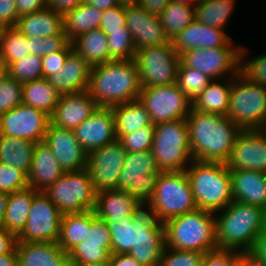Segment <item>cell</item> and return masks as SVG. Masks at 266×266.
I'll use <instances>...</instances> for the list:
<instances>
[{
	"label": "cell",
	"instance_id": "cell-1",
	"mask_svg": "<svg viewBox=\"0 0 266 266\" xmlns=\"http://www.w3.org/2000/svg\"><path fill=\"white\" fill-rule=\"evenodd\" d=\"M107 225L111 234V254L127 253L142 266L160 265L165 248L164 223L158 221L146 206L132 216Z\"/></svg>",
	"mask_w": 266,
	"mask_h": 266
},
{
	"label": "cell",
	"instance_id": "cell-2",
	"mask_svg": "<svg viewBox=\"0 0 266 266\" xmlns=\"http://www.w3.org/2000/svg\"><path fill=\"white\" fill-rule=\"evenodd\" d=\"M186 121L192 159L226 163L242 129L227 115L204 113L192 108Z\"/></svg>",
	"mask_w": 266,
	"mask_h": 266
},
{
	"label": "cell",
	"instance_id": "cell-3",
	"mask_svg": "<svg viewBox=\"0 0 266 266\" xmlns=\"http://www.w3.org/2000/svg\"><path fill=\"white\" fill-rule=\"evenodd\" d=\"M135 60H112L92 67L87 91L99 107L138 99L141 91Z\"/></svg>",
	"mask_w": 266,
	"mask_h": 266
},
{
	"label": "cell",
	"instance_id": "cell-4",
	"mask_svg": "<svg viewBox=\"0 0 266 266\" xmlns=\"http://www.w3.org/2000/svg\"><path fill=\"white\" fill-rule=\"evenodd\" d=\"M218 213L215 214L218 249L235 250L246 255L266 226V210L233 200Z\"/></svg>",
	"mask_w": 266,
	"mask_h": 266
},
{
	"label": "cell",
	"instance_id": "cell-5",
	"mask_svg": "<svg viewBox=\"0 0 266 266\" xmlns=\"http://www.w3.org/2000/svg\"><path fill=\"white\" fill-rule=\"evenodd\" d=\"M185 171L198 209L217 213L233 201L226 163L193 159Z\"/></svg>",
	"mask_w": 266,
	"mask_h": 266
},
{
	"label": "cell",
	"instance_id": "cell-6",
	"mask_svg": "<svg viewBox=\"0 0 266 266\" xmlns=\"http://www.w3.org/2000/svg\"><path fill=\"white\" fill-rule=\"evenodd\" d=\"M214 214L197 208L164 222L165 247L202 253L217 249Z\"/></svg>",
	"mask_w": 266,
	"mask_h": 266
},
{
	"label": "cell",
	"instance_id": "cell-7",
	"mask_svg": "<svg viewBox=\"0 0 266 266\" xmlns=\"http://www.w3.org/2000/svg\"><path fill=\"white\" fill-rule=\"evenodd\" d=\"M147 208L162 223L197 209L186 171L160 172Z\"/></svg>",
	"mask_w": 266,
	"mask_h": 266
},
{
	"label": "cell",
	"instance_id": "cell-8",
	"mask_svg": "<svg viewBox=\"0 0 266 266\" xmlns=\"http://www.w3.org/2000/svg\"><path fill=\"white\" fill-rule=\"evenodd\" d=\"M151 151L161 172L185 170L193 160L186 119L155 124Z\"/></svg>",
	"mask_w": 266,
	"mask_h": 266
},
{
	"label": "cell",
	"instance_id": "cell-9",
	"mask_svg": "<svg viewBox=\"0 0 266 266\" xmlns=\"http://www.w3.org/2000/svg\"><path fill=\"white\" fill-rule=\"evenodd\" d=\"M227 117L242 130H266V87L232 77Z\"/></svg>",
	"mask_w": 266,
	"mask_h": 266
},
{
	"label": "cell",
	"instance_id": "cell-10",
	"mask_svg": "<svg viewBox=\"0 0 266 266\" xmlns=\"http://www.w3.org/2000/svg\"><path fill=\"white\" fill-rule=\"evenodd\" d=\"M44 192L62 215L95 209L97 192L87 169L65 172Z\"/></svg>",
	"mask_w": 266,
	"mask_h": 266
},
{
	"label": "cell",
	"instance_id": "cell-11",
	"mask_svg": "<svg viewBox=\"0 0 266 266\" xmlns=\"http://www.w3.org/2000/svg\"><path fill=\"white\" fill-rule=\"evenodd\" d=\"M134 60L142 88L176 83L180 56L174 49L172 41L137 49Z\"/></svg>",
	"mask_w": 266,
	"mask_h": 266
},
{
	"label": "cell",
	"instance_id": "cell-12",
	"mask_svg": "<svg viewBox=\"0 0 266 266\" xmlns=\"http://www.w3.org/2000/svg\"><path fill=\"white\" fill-rule=\"evenodd\" d=\"M151 150L126 152L123 168L115 189L125 190L143 206L152 200L160 174Z\"/></svg>",
	"mask_w": 266,
	"mask_h": 266
},
{
	"label": "cell",
	"instance_id": "cell-13",
	"mask_svg": "<svg viewBox=\"0 0 266 266\" xmlns=\"http://www.w3.org/2000/svg\"><path fill=\"white\" fill-rule=\"evenodd\" d=\"M241 46L196 48L182 53L178 67H190L203 72L211 80H224L239 73Z\"/></svg>",
	"mask_w": 266,
	"mask_h": 266
},
{
	"label": "cell",
	"instance_id": "cell-14",
	"mask_svg": "<svg viewBox=\"0 0 266 266\" xmlns=\"http://www.w3.org/2000/svg\"><path fill=\"white\" fill-rule=\"evenodd\" d=\"M138 100L149 112L153 124L186 119L192 108V103L176 83L141 88Z\"/></svg>",
	"mask_w": 266,
	"mask_h": 266
},
{
	"label": "cell",
	"instance_id": "cell-15",
	"mask_svg": "<svg viewBox=\"0 0 266 266\" xmlns=\"http://www.w3.org/2000/svg\"><path fill=\"white\" fill-rule=\"evenodd\" d=\"M62 214L44 191H38L33 199L24 230L17 242H58Z\"/></svg>",
	"mask_w": 266,
	"mask_h": 266
},
{
	"label": "cell",
	"instance_id": "cell-16",
	"mask_svg": "<svg viewBox=\"0 0 266 266\" xmlns=\"http://www.w3.org/2000/svg\"><path fill=\"white\" fill-rule=\"evenodd\" d=\"M50 123L49 114L21 103L0 115V135L38 143L44 141Z\"/></svg>",
	"mask_w": 266,
	"mask_h": 266
},
{
	"label": "cell",
	"instance_id": "cell-17",
	"mask_svg": "<svg viewBox=\"0 0 266 266\" xmlns=\"http://www.w3.org/2000/svg\"><path fill=\"white\" fill-rule=\"evenodd\" d=\"M125 157L126 150L118 139L88 154L86 169L96 192L117 187Z\"/></svg>",
	"mask_w": 266,
	"mask_h": 266
},
{
	"label": "cell",
	"instance_id": "cell-18",
	"mask_svg": "<svg viewBox=\"0 0 266 266\" xmlns=\"http://www.w3.org/2000/svg\"><path fill=\"white\" fill-rule=\"evenodd\" d=\"M229 170L266 173V130H242L226 161Z\"/></svg>",
	"mask_w": 266,
	"mask_h": 266
},
{
	"label": "cell",
	"instance_id": "cell-19",
	"mask_svg": "<svg viewBox=\"0 0 266 266\" xmlns=\"http://www.w3.org/2000/svg\"><path fill=\"white\" fill-rule=\"evenodd\" d=\"M44 142L65 172L86 169L88 153L79 144L73 130L58 128L50 123Z\"/></svg>",
	"mask_w": 266,
	"mask_h": 266
},
{
	"label": "cell",
	"instance_id": "cell-20",
	"mask_svg": "<svg viewBox=\"0 0 266 266\" xmlns=\"http://www.w3.org/2000/svg\"><path fill=\"white\" fill-rule=\"evenodd\" d=\"M79 144L89 154L115 141V118L112 108L98 107L96 111L73 130Z\"/></svg>",
	"mask_w": 266,
	"mask_h": 266
},
{
	"label": "cell",
	"instance_id": "cell-21",
	"mask_svg": "<svg viewBox=\"0 0 266 266\" xmlns=\"http://www.w3.org/2000/svg\"><path fill=\"white\" fill-rule=\"evenodd\" d=\"M125 17L136 49L169 42L159 16L146 12L137 3L125 5Z\"/></svg>",
	"mask_w": 266,
	"mask_h": 266
},
{
	"label": "cell",
	"instance_id": "cell-22",
	"mask_svg": "<svg viewBox=\"0 0 266 266\" xmlns=\"http://www.w3.org/2000/svg\"><path fill=\"white\" fill-rule=\"evenodd\" d=\"M87 90L78 93L61 94L51 124L63 129L74 130L98 108Z\"/></svg>",
	"mask_w": 266,
	"mask_h": 266
},
{
	"label": "cell",
	"instance_id": "cell-23",
	"mask_svg": "<svg viewBox=\"0 0 266 266\" xmlns=\"http://www.w3.org/2000/svg\"><path fill=\"white\" fill-rule=\"evenodd\" d=\"M171 41L178 55L190 49L234 45L224 29L202 24L196 19Z\"/></svg>",
	"mask_w": 266,
	"mask_h": 266
},
{
	"label": "cell",
	"instance_id": "cell-24",
	"mask_svg": "<svg viewBox=\"0 0 266 266\" xmlns=\"http://www.w3.org/2000/svg\"><path fill=\"white\" fill-rule=\"evenodd\" d=\"M92 66L74 49L63 67L46 79L61 94L78 93L88 89Z\"/></svg>",
	"mask_w": 266,
	"mask_h": 266
},
{
	"label": "cell",
	"instance_id": "cell-25",
	"mask_svg": "<svg viewBox=\"0 0 266 266\" xmlns=\"http://www.w3.org/2000/svg\"><path fill=\"white\" fill-rule=\"evenodd\" d=\"M233 200L260 206L266 210V173L251 170H230Z\"/></svg>",
	"mask_w": 266,
	"mask_h": 266
},
{
	"label": "cell",
	"instance_id": "cell-26",
	"mask_svg": "<svg viewBox=\"0 0 266 266\" xmlns=\"http://www.w3.org/2000/svg\"><path fill=\"white\" fill-rule=\"evenodd\" d=\"M142 207L127 191L113 188L97 192L94 211L107 223H114L119 218L134 215Z\"/></svg>",
	"mask_w": 266,
	"mask_h": 266
},
{
	"label": "cell",
	"instance_id": "cell-27",
	"mask_svg": "<svg viewBox=\"0 0 266 266\" xmlns=\"http://www.w3.org/2000/svg\"><path fill=\"white\" fill-rule=\"evenodd\" d=\"M64 173L50 147L44 141L36 143L28 174L29 187L35 191H45Z\"/></svg>",
	"mask_w": 266,
	"mask_h": 266
},
{
	"label": "cell",
	"instance_id": "cell-28",
	"mask_svg": "<svg viewBox=\"0 0 266 266\" xmlns=\"http://www.w3.org/2000/svg\"><path fill=\"white\" fill-rule=\"evenodd\" d=\"M18 266H65L68 253L57 242H16Z\"/></svg>",
	"mask_w": 266,
	"mask_h": 266
},
{
	"label": "cell",
	"instance_id": "cell-29",
	"mask_svg": "<svg viewBox=\"0 0 266 266\" xmlns=\"http://www.w3.org/2000/svg\"><path fill=\"white\" fill-rule=\"evenodd\" d=\"M15 26L28 38L65 34L63 15L48 7L19 17Z\"/></svg>",
	"mask_w": 266,
	"mask_h": 266
},
{
	"label": "cell",
	"instance_id": "cell-30",
	"mask_svg": "<svg viewBox=\"0 0 266 266\" xmlns=\"http://www.w3.org/2000/svg\"><path fill=\"white\" fill-rule=\"evenodd\" d=\"M37 192L27 187L8 195L3 228L15 237L24 230L32 199Z\"/></svg>",
	"mask_w": 266,
	"mask_h": 266
},
{
	"label": "cell",
	"instance_id": "cell-31",
	"mask_svg": "<svg viewBox=\"0 0 266 266\" xmlns=\"http://www.w3.org/2000/svg\"><path fill=\"white\" fill-rule=\"evenodd\" d=\"M112 111L117 139L153 124L149 112L138 99L113 106Z\"/></svg>",
	"mask_w": 266,
	"mask_h": 266
},
{
	"label": "cell",
	"instance_id": "cell-32",
	"mask_svg": "<svg viewBox=\"0 0 266 266\" xmlns=\"http://www.w3.org/2000/svg\"><path fill=\"white\" fill-rule=\"evenodd\" d=\"M36 143L0 135V162L23 171L27 176L32 165Z\"/></svg>",
	"mask_w": 266,
	"mask_h": 266
},
{
	"label": "cell",
	"instance_id": "cell-33",
	"mask_svg": "<svg viewBox=\"0 0 266 266\" xmlns=\"http://www.w3.org/2000/svg\"><path fill=\"white\" fill-rule=\"evenodd\" d=\"M225 82L220 83L217 80H212L198 98L192 102V109L204 113L227 115L232 77L225 78Z\"/></svg>",
	"mask_w": 266,
	"mask_h": 266
},
{
	"label": "cell",
	"instance_id": "cell-34",
	"mask_svg": "<svg viewBox=\"0 0 266 266\" xmlns=\"http://www.w3.org/2000/svg\"><path fill=\"white\" fill-rule=\"evenodd\" d=\"M71 43L73 49L92 67L112 61L109 57L107 36L100 29L80 34Z\"/></svg>",
	"mask_w": 266,
	"mask_h": 266
},
{
	"label": "cell",
	"instance_id": "cell-35",
	"mask_svg": "<svg viewBox=\"0 0 266 266\" xmlns=\"http://www.w3.org/2000/svg\"><path fill=\"white\" fill-rule=\"evenodd\" d=\"M103 11L97 7L81 3L63 16L64 32L71 42L80 34L99 29Z\"/></svg>",
	"mask_w": 266,
	"mask_h": 266
},
{
	"label": "cell",
	"instance_id": "cell-36",
	"mask_svg": "<svg viewBox=\"0 0 266 266\" xmlns=\"http://www.w3.org/2000/svg\"><path fill=\"white\" fill-rule=\"evenodd\" d=\"M22 103L36 109L53 114L60 94L46 78L23 83Z\"/></svg>",
	"mask_w": 266,
	"mask_h": 266
},
{
	"label": "cell",
	"instance_id": "cell-37",
	"mask_svg": "<svg viewBox=\"0 0 266 266\" xmlns=\"http://www.w3.org/2000/svg\"><path fill=\"white\" fill-rule=\"evenodd\" d=\"M90 226L91 210L62 215L58 245L69 253L77 244L85 240Z\"/></svg>",
	"mask_w": 266,
	"mask_h": 266
},
{
	"label": "cell",
	"instance_id": "cell-38",
	"mask_svg": "<svg viewBox=\"0 0 266 266\" xmlns=\"http://www.w3.org/2000/svg\"><path fill=\"white\" fill-rule=\"evenodd\" d=\"M30 54L27 37L16 26L0 28V69L5 70L12 62Z\"/></svg>",
	"mask_w": 266,
	"mask_h": 266
},
{
	"label": "cell",
	"instance_id": "cell-39",
	"mask_svg": "<svg viewBox=\"0 0 266 266\" xmlns=\"http://www.w3.org/2000/svg\"><path fill=\"white\" fill-rule=\"evenodd\" d=\"M237 0L201 1L195 6V19L202 24L224 29Z\"/></svg>",
	"mask_w": 266,
	"mask_h": 266
},
{
	"label": "cell",
	"instance_id": "cell-40",
	"mask_svg": "<svg viewBox=\"0 0 266 266\" xmlns=\"http://www.w3.org/2000/svg\"><path fill=\"white\" fill-rule=\"evenodd\" d=\"M159 18L166 37L171 41L195 20V7L171 1Z\"/></svg>",
	"mask_w": 266,
	"mask_h": 266
},
{
	"label": "cell",
	"instance_id": "cell-41",
	"mask_svg": "<svg viewBox=\"0 0 266 266\" xmlns=\"http://www.w3.org/2000/svg\"><path fill=\"white\" fill-rule=\"evenodd\" d=\"M212 80L203 72L190 68L178 67L176 84L192 103L204 91Z\"/></svg>",
	"mask_w": 266,
	"mask_h": 266
},
{
	"label": "cell",
	"instance_id": "cell-42",
	"mask_svg": "<svg viewBox=\"0 0 266 266\" xmlns=\"http://www.w3.org/2000/svg\"><path fill=\"white\" fill-rule=\"evenodd\" d=\"M4 72L21 83L41 79L42 57L29 54L22 60L12 62Z\"/></svg>",
	"mask_w": 266,
	"mask_h": 266
},
{
	"label": "cell",
	"instance_id": "cell-43",
	"mask_svg": "<svg viewBox=\"0 0 266 266\" xmlns=\"http://www.w3.org/2000/svg\"><path fill=\"white\" fill-rule=\"evenodd\" d=\"M107 36L109 57L112 60H132L136 55V47L129 30L110 31Z\"/></svg>",
	"mask_w": 266,
	"mask_h": 266
},
{
	"label": "cell",
	"instance_id": "cell-44",
	"mask_svg": "<svg viewBox=\"0 0 266 266\" xmlns=\"http://www.w3.org/2000/svg\"><path fill=\"white\" fill-rule=\"evenodd\" d=\"M246 53L248 54V49L241 46L239 73L249 82L266 87V53L245 60L248 56Z\"/></svg>",
	"mask_w": 266,
	"mask_h": 266
},
{
	"label": "cell",
	"instance_id": "cell-45",
	"mask_svg": "<svg viewBox=\"0 0 266 266\" xmlns=\"http://www.w3.org/2000/svg\"><path fill=\"white\" fill-rule=\"evenodd\" d=\"M22 92L23 83L5 72L0 75V115L22 103Z\"/></svg>",
	"mask_w": 266,
	"mask_h": 266
},
{
	"label": "cell",
	"instance_id": "cell-46",
	"mask_svg": "<svg viewBox=\"0 0 266 266\" xmlns=\"http://www.w3.org/2000/svg\"><path fill=\"white\" fill-rule=\"evenodd\" d=\"M111 253L100 246L76 245L68 253V262L72 266L101 263L110 260Z\"/></svg>",
	"mask_w": 266,
	"mask_h": 266
},
{
	"label": "cell",
	"instance_id": "cell-47",
	"mask_svg": "<svg viewBox=\"0 0 266 266\" xmlns=\"http://www.w3.org/2000/svg\"><path fill=\"white\" fill-rule=\"evenodd\" d=\"M155 134V124L141 127L139 130L122 135L118 140L126 152L151 150Z\"/></svg>",
	"mask_w": 266,
	"mask_h": 266
},
{
	"label": "cell",
	"instance_id": "cell-48",
	"mask_svg": "<svg viewBox=\"0 0 266 266\" xmlns=\"http://www.w3.org/2000/svg\"><path fill=\"white\" fill-rule=\"evenodd\" d=\"M77 245L100 246L111 253V234L107 222L99 218L94 210H91V226L87 229L86 238Z\"/></svg>",
	"mask_w": 266,
	"mask_h": 266
},
{
	"label": "cell",
	"instance_id": "cell-49",
	"mask_svg": "<svg viewBox=\"0 0 266 266\" xmlns=\"http://www.w3.org/2000/svg\"><path fill=\"white\" fill-rule=\"evenodd\" d=\"M205 253L165 247L159 266H201Z\"/></svg>",
	"mask_w": 266,
	"mask_h": 266
},
{
	"label": "cell",
	"instance_id": "cell-50",
	"mask_svg": "<svg viewBox=\"0 0 266 266\" xmlns=\"http://www.w3.org/2000/svg\"><path fill=\"white\" fill-rule=\"evenodd\" d=\"M27 187L28 176L23 171L0 162V192L11 194Z\"/></svg>",
	"mask_w": 266,
	"mask_h": 266
},
{
	"label": "cell",
	"instance_id": "cell-51",
	"mask_svg": "<svg viewBox=\"0 0 266 266\" xmlns=\"http://www.w3.org/2000/svg\"><path fill=\"white\" fill-rule=\"evenodd\" d=\"M70 41L66 34H57L49 37L28 38L30 54L45 56L55 51L62 50Z\"/></svg>",
	"mask_w": 266,
	"mask_h": 266
},
{
	"label": "cell",
	"instance_id": "cell-52",
	"mask_svg": "<svg viewBox=\"0 0 266 266\" xmlns=\"http://www.w3.org/2000/svg\"><path fill=\"white\" fill-rule=\"evenodd\" d=\"M244 256L239 251L217 248L204 254L201 266H237Z\"/></svg>",
	"mask_w": 266,
	"mask_h": 266
},
{
	"label": "cell",
	"instance_id": "cell-53",
	"mask_svg": "<svg viewBox=\"0 0 266 266\" xmlns=\"http://www.w3.org/2000/svg\"><path fill=\"white\" fill-rule=\"evenodd\" d=\"M99 29L105 35H109L110 31L129 30L126 27L125 5L119 4L103 11Z\"/></svg>",
	"mask_w": 266,
	"mask_h": 266
},
{
	"label": "cell",
	"instance_id": "cell-54",
	"mask_svg": "<svg viewBox=\"0 0 266 266\" xmlns=\"http://www.w3.org/2000/svg\"><path fill=\"white\" fill-rule=\"evenodd\" d=\"M73 50L69 42L62 50L55 51L42 57V78H47L56 73L65 64L68 54Z\"/></svg>",
	"mask_w": 266,
	"mask_h": 266
},
{
	"label": "cell",
	"instance_id": "cell-55",
	"mask_svg": "<svg viewBox=\"0 0 266 266\" xmlns=\"http://www.w3.org/2000/svg\"><path fill=\"white\" fill-rule=\"evenodd\" d=\"M246 256L258 266H266V226L257 235L252 248Z\"/></svg>",
	"mask_w": 266,
	"mask_h": 266
},
{
	"label": "cell",
	"instance_id": "cell-56",
	"mask_svg": "<svg viewBox=\"0 0 266 266\" xmlns=\"http://www.w3.org/2000/svg\"><path fill=\"white\" fill-rule=\"evenodd\" d=\"M18 19L16 0H0V28L15 26Z\"/></svg>",
	"mask_w": 266,
	"mask_h": 266
},
{
	"label": "cell",
	"instance_id": "cell-57",
	"mask_svg": "<svg viewBox=\"0 0 266 266\" xmlns=\"http://www.w3.org/2000/svg\"><path fill=\"white\" fill-rule=\"evenodd\" d=\"M19 17L47 8V0H16Z\"/></svg>",
	"mask_w": 266,
	"mask_h": 266
},
{
	"label": "cell",
	"instance_id": "cell-58",
	"mask_svg": "<svg viewBox=\"0 0 266 266\" xmlns=\"http://www.w3.org/2000/svg\"><path fill=\"white\" fill-rule=\"evenodd\" d=\"M81 3L82 0H47V7L64 16Z\"/></svg>",
	"mask_w": 266,
	"mask_h": 266
},
{
	"label": "cell",
	"instance_id": "cell-59",
	"mask_svg": "<svg viewBox=\"0 0 266 266\" xmlns=\"http://www.w3.org/2000/svg\"><path fill=\"white\" fill-rule=\"evenodd\" d=\"M172 0H137V4L146 12L159 16Z\"/></svg>",
	"mask_w": 266,
	"mask_h": 266
},
{
	"label": "cell",
	"instance_id": "cell-60",
	"mask_svg": "<svg viewBox=\"0 0 266 266\" xmlns=\"http://www.w3.org/2000/svg\"><path fill=\"white\" fill-rule=\"evenodd\" d=\"M17 238L5 228L0 227V255L10 253L16 245Z\"/></svg>",
	"mask_w": 266,
	"mask_h": 266
},
{
	"label": "cell",
	"instance_id": "cell-61",
	"mask_svg": "<svg viewBox=\"0 0 266 266\" xmlns=\"http://www.w3.org/2000/svg\"><path fill=\"white\" fill-rule=\"evenodd\" d=\"M111 266H142L134 257L125 254H111L110 256Z\"/></svg>",
	"mask_w": 266,
	"mask_h": 266
},
{
	"label": "cell",
	"instance_id": "cell-62",
	"mask_svg": "<svg viewBox=\"0 0 266 266\" xmlns=\"http://www.w3.org/2000/svg\"><path fill=\"white\" fill-rule=\"evenodd\" d=\"M82 3L97 7L102 11L119 5L117 0H82Z\"/></svg>",
	"mask_w": 266,
	"mask_h": 266
},
{
	"label": "cell",
	"instance_id": "cell-63",
	"mask_svg": "<svg viewBox=\"0 0 266 266\" xmlns=\"http://www.w3.org/2000/svg\"><path fill=\"white\" fill-rule=\"evenodd\" d=\"M0 266H18L16 248H14L10 253L0 255Z\"/></svg>",
	"mask_w": 266,
	"mask_h": 266
},
{
	"label": "cell",
	"instance_id": "cell-64",
	"mask_svg": "<svg viewBox=\"0 0 266 266\" xmlns=\"http://www.w3.org/2000/svg\"><path fill=\"white\" fill-rule=\"evenodd\" d=\"M7 193L0 192V227H3V221L5 218V212L7 208V200H8Z\"/></svg>",
	"mask_w": 266,
	"mask_h": 266
},
{
	"label": "cell",
	"instance_id": "cell-65",
	"mask_svg": "<svg viewBox=\"0 0 266 266\" xmlns=\"http://www.w3.org/2000/svg\"><path fill=\"white\" fill-rule=\"evenodd\" d=\"M237 266H258L253 263L246 255L241 259Z\"/></svg>",
	"mask_w": 266,
	"mask_h": 266
},
{
	"label": "cell",
	"instance_id": "cell-66",
	"mask_svg": "<svg viewBox=\"0 0 266 266\" xmlns=\"http://www.w3.org/2000/svg\"><path fill=\"white\" fill-rule=\"evenodd\" d=\"M172 1L177 2V3H181V4L190 5L193 7H195L199 4L198 0H172Z\"/></svg>",
	"mask_w": 266,
	"mask_h": 266
},
{
	"label": "cell",
	"instance_id": "cell-67",
	"mask_svg": "<svg viewBox=\"0 0 266 266\" xmlns=\"http://www.w3.org/2000/svg\"><path fill=\"white\" fill-rule=\"evenodd\" d=\"M81 266H111L109 261L101 262V263H92L87 265H81Z\"/></svg>",
	"mask_w": 266,
	"mask_h": 266
},
{
	"label": "cell",
	"instance_id": "cell-68",
	"mask_svg": "<svg viewBox=\"0 0 266 266\" xmlns=\"http://www.w3.org/2000/svg\"><path fill=\"white\" fill-rule=\"evenodd\" d=\"M119 4L123 5H131V4H136L137 0H117Z\"/></svg>",
	"mask_w": 266,
	"mask_h": 266
},
{
	"label": "cell",
	"instance_id": "cell-69",
	"mask_svg": "<svg viewBox=\"0 0 266 266\" xmlns=\"http://www.w3.org/2000/svg\"><path fill=\"white\" fill-rule=\"evenodd\" d=\"M65 266H72L69 262Z\"/></svg>",
	"mask_w": 266,
	"mask_h": 266
}]
</instances>
